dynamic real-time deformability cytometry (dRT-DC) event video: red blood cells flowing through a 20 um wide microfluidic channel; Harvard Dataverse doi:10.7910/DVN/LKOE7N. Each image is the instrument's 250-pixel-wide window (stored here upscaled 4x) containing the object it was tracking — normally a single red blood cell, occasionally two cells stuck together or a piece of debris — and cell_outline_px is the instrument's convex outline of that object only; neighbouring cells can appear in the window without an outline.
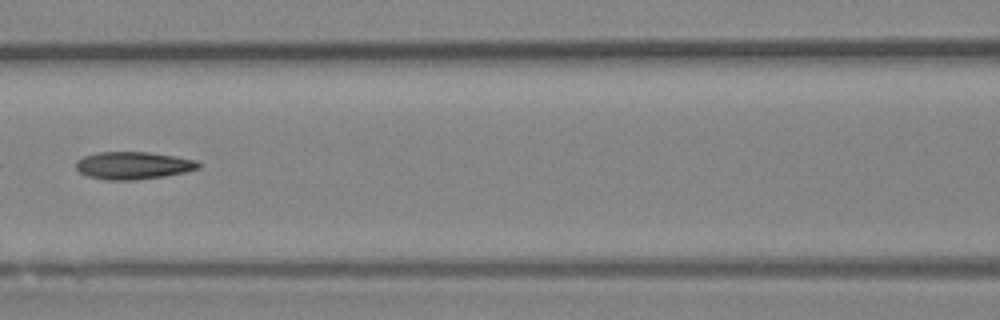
{"species": "Egyptian fruit bat (a non-hibernating species)", "species_latin": "Rousettus aegyptiacus", "temperature_condition": "room temperature", "stored_images_in_passage": 6, "camera_frame_rate_fps": 3000, "um_per_image_px": 0.085, "animal": {"sex": "female"}, "frame": {"image": 1, "passage_image": 4, "time_ms": 1.0, "image_size_px": [1000, 320], "cell_outline_px": [[200, 168], [184, 172], [164, 176], [136, 180], [104, 180], [88, 176], [80, 172], [76, 168], [76, 160], [84, 156], [96, 152], [148, 152], [196, 160], [200, 164]], "centroid_in_image_um": [11.29, 14.07], "position_along_channel_um": 155.3, "area_um2": 19.59}}
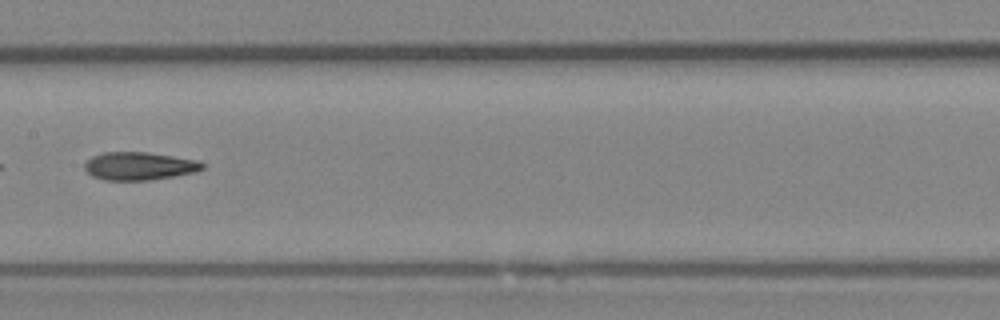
{"frame": {"image": 2, "passage_image": 5, "time_ms": 1.333, "image_size_px": [1000, 320], "cell_outline_px": [[204, 168], [196, 172], [148, 180], [104, 180], [92, 176], [84, 168], [84, 164], [92, 156], [104, 152], [148, 152], [196, 160], [204, 164]], "centroid_in_image_um": [11.81, 14.11], "position_along_channel_um": 195.6, "area_um2": 19.07}}
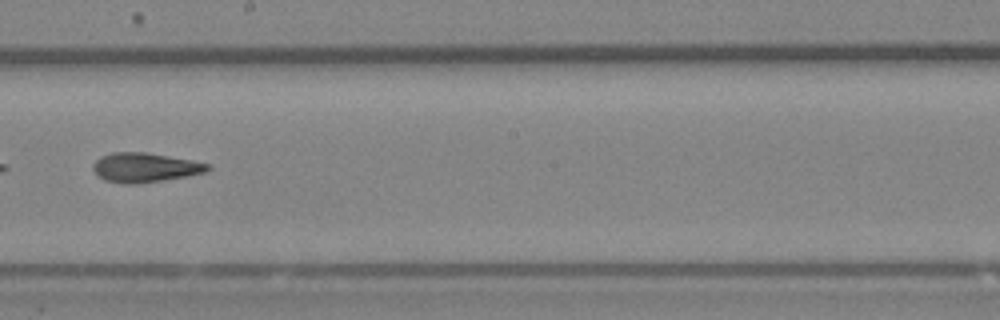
{"frame": {"image": 3, "passage_image": 6, "time_ms": 1.667, "image_size_px": [1000, 320], "cell_outline_px": [[212, 168], [208, 172], [188, 176], [164, 180], [136, 184], [124, 184], [104, 180], [92, 168], [92, 164], [100, 156], [112, 152], [144, 152], [192, 160], [208, 164]], "centroid_in_image_um": [12.33, 14.24], "position_along_channel_um": 235.9, "area_um2": 19.71}}